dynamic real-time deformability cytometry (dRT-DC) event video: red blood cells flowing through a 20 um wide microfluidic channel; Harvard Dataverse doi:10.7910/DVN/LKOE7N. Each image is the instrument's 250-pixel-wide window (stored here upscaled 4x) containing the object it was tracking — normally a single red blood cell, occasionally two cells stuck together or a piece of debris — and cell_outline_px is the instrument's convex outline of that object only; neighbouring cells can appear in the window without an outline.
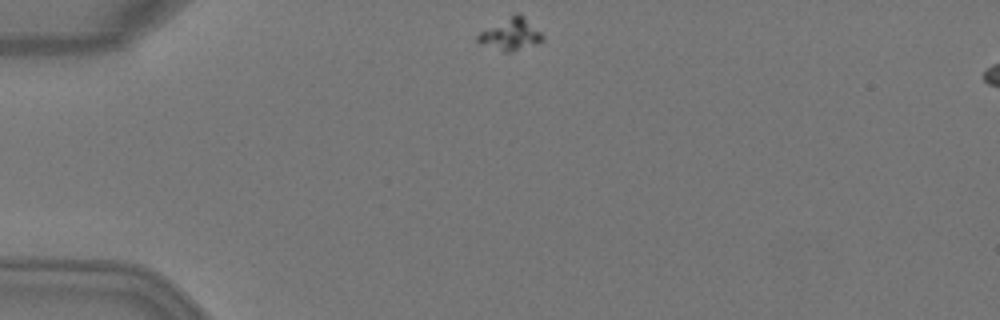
{"species": "Egyptian fruit bat (a non-hibernating species)", "species_latin": "Rousettus aegyptiacus", "temperature_condition": "warm", "stored_images_in_passage": 3, "camera_frame_rate_fps": 3000, "um_per_image_px": 0.085, "animal": {"sex": "female"}, "frame": {"image": 1, "passage_image": 1, "time_ms": 0.0, "image_size_px": [1000, 320], "cell_outline_px": [[544, 40], [536, 44], [512, 52], [504, 52], [480, 44], [476, 40], [476, 36], [480, 32], [516, 12], [520, 12], [544, 36]], "centroid_in_image_um": [43.4, 2.92], "position_along_channel_um": 41.6, "area_um2": 12.08}}